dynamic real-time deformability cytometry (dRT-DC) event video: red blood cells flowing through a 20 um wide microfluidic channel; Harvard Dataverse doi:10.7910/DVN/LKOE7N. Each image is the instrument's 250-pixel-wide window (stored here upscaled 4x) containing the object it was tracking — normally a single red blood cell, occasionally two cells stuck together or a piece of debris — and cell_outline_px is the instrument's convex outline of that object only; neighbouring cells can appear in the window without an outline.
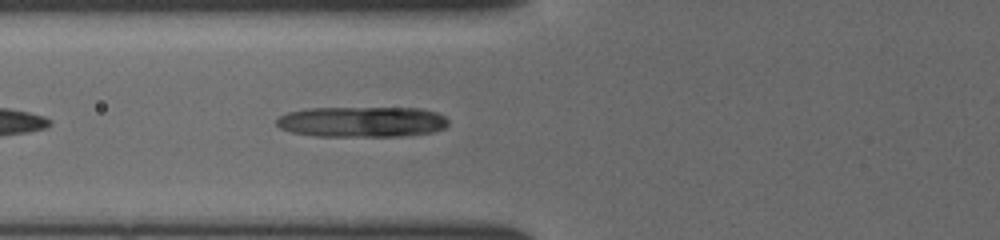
{"species": "common noctule bat (a hibernating species)", "species_latin": "Nyctalus noctula", "temperature_condition": "cold", "stored_images_in_passage": 50, "camera_frame_rate_fps": 3000, "um_per_image_px": 0.085, "animal": {"sex": "female", "body_mass_g": 19.5, "forearm_length_mm": 54.1}, "frame": {"image": 1, "passage_image": 22, "time_ms": 7.0, "image_size_px": [1000, 240], "cell_outline_px": [[448, 124], [444, 128], [436, 132], [400, 136], [316, 136], [292, 132], [280, 128], [276, 124], [276, 120], [280, 116], [288, 112], [304, 108], [420, 108], [436, 112], [444, 116], [448, 120]], "centroid_in_image_um": [30.78, 10.35], "position_along_channel_um": 95.0, "area_um2": 30.75}}
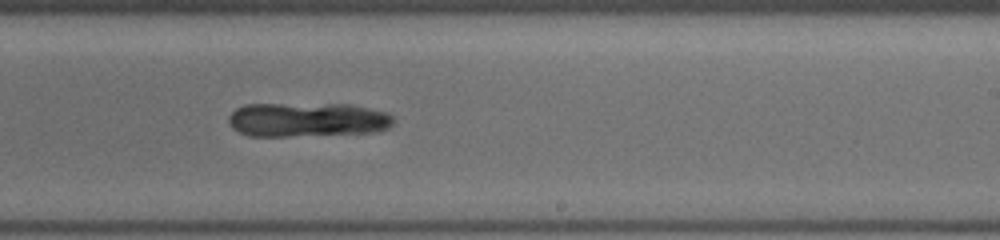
{"frame": {"image": 2, "passage_image": 34, "time_ms": 11.0, "image_size_px": [1000, 240], "cell_outline_px": [[392, 124], [388, 128], [376, 132], [288, 136], [248, 136], [232, 128], [228, 120], [228, 116], [236, 108], [244, 104], [348, 104], [388, 112], [392, 116]], "centroid_in_image_um": [26.09, 10.17], "position_along_channel_um": 262.9, "area_um2": 33.0}}
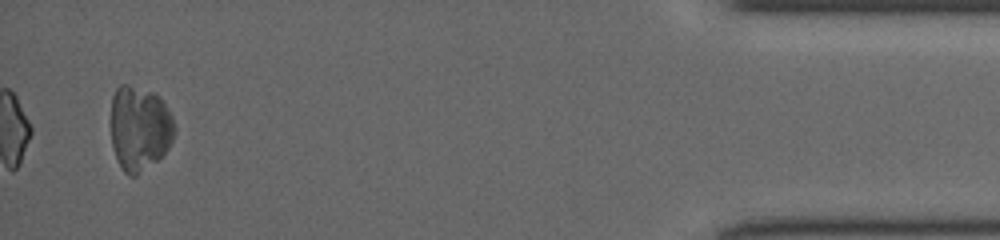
{"frame": {"image": 3, "passage_image": 50, "time_ms": 16.333, "image_size_px": [1000, 240], "cell_outline_px": [[176, 128], [172, 140], [168, 148], [156, 160], [136, 176], [128, 176], [124, 172], [112, 148], [112, 96], [116, 88], [120, 84], [128, 84], [152, 92], [160, 96], [172, 116]], "centroid_in_image_um": [11.86, 10.88], "position_along_channel_um": 423.3, "area_um2": 31.33}}